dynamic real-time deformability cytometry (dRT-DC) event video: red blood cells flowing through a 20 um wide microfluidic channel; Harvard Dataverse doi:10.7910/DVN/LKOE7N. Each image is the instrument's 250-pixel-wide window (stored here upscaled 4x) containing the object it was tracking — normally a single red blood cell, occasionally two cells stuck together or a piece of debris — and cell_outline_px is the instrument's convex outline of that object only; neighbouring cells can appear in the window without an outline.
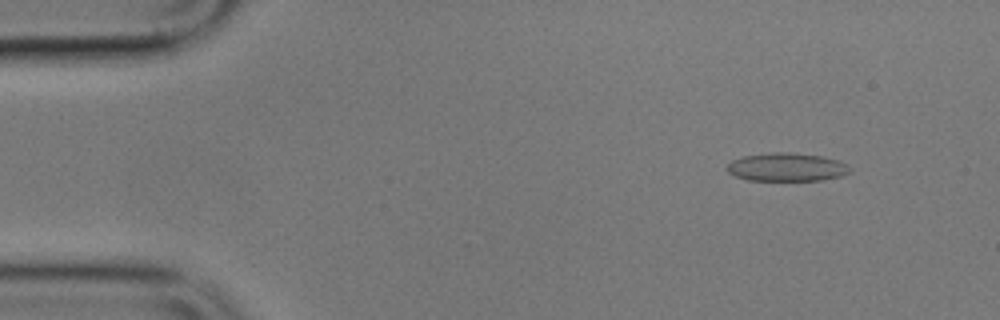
{"species": "common noctule bat (a hibernating species)", "species_latin": "Nyctalus noctula", "temperature_condition": "cold", "stored_images_in_passage": 5, "camera_frame_rate_fps": 3000, "um_per_image_px": 0.085, "animal": {"sex": "male", "body_mass_g": 17.9}, "frame": {"image": 1, "passage_image": 2, "time_ms": 1.0, "image_size_px": [1000, 320], "cell_outline_px": [[848, 172], [840, 176], [824, 180], [748, 180], [736, 176], [728, 172], [728, 164], [732, 160], [744, 156], [772, 152], [788, 152], [820, 156], [836, 160], [848, 164]], "centroid_in_image_um": [66.85, 14.2], "position_along_channel_um": 18.2, "area_um2": 19.94}}
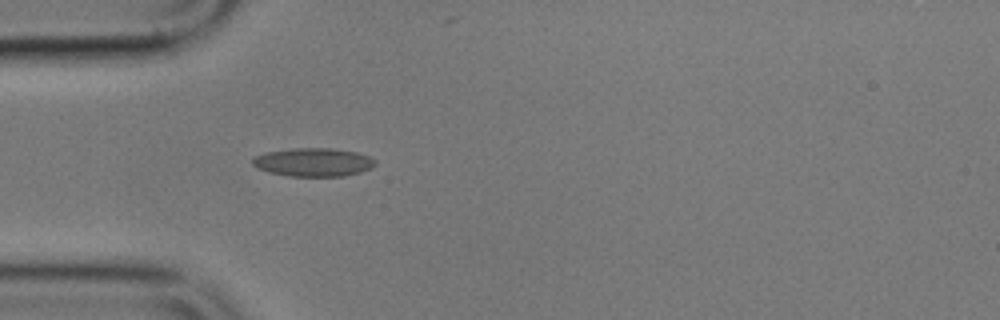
{"frame": {"image": 2, "passage_image": 5, "time_ms": 4.667, "image_size_px": [1000, 320], "cell_outline_px": [[376, 164], [372, 168], [360, 172], [344, 176], [288, 176], [268, 172], [256, 168], [252, 164], [252, 156], [264, 152], [292, 148], [332, 148], [356, 152], [368, 156], [376, 160]], "centroid_in_image_um": [26.6, 13.78], "position_along_channel_um": 58.4, "area_um2": 20.58}}